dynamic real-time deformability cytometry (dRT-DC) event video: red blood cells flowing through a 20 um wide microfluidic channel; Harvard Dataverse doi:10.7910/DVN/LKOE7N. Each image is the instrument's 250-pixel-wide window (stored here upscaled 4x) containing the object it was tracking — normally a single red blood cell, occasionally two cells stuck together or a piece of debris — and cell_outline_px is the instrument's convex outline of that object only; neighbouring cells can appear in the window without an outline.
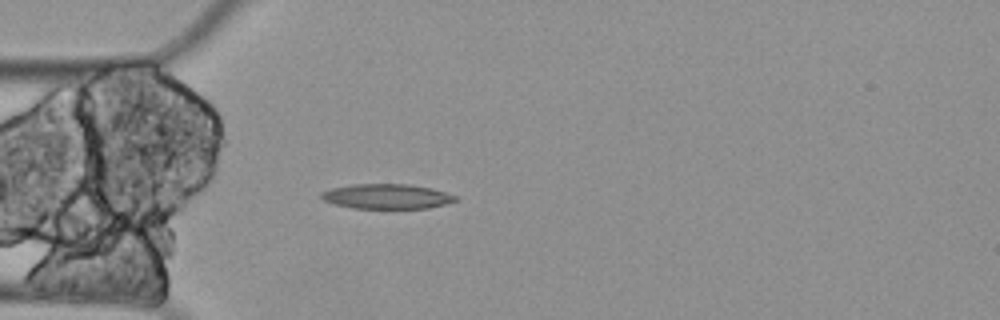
{"species": "Egyptian fruit bat (a non-hibernating species)", "species_latin": "Rousettus aegyptiacus", "temperature_condition": "cold", "stored_images_in_passage": 3, "camera_frame_rate_fps": 3000, "um_per_image_px": 0.085, "animal": {"sex": "female"}, "frame": {"image": 1, "passage_image": 3, "time_ms": 0.667, "image_size_px": [1000, 320], "cell_outline_px": [[460, 200], [428, 208], [352, 208], [332, 204], [324, 200], [320, 196], [320, 192], [332, 188], [352, 184], [408, 184], [432, 188], [460, 196]], "centroid_in_image_um": [32.91, 16.69], "position_along_channel_um": 52.1, "area_um2": 19.65}}